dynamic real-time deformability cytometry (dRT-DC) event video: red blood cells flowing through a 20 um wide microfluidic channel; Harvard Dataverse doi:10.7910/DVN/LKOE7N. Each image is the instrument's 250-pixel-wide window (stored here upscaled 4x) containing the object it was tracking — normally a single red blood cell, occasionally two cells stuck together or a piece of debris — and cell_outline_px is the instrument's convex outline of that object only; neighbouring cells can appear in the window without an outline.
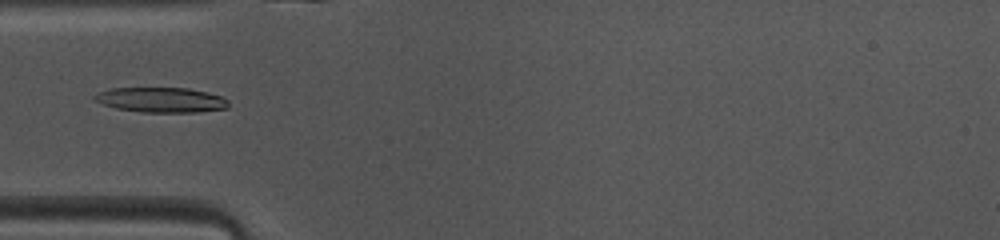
{"species": "common noctule bat (a hibernating species)", "species_latin": "Nyctalus noctula", "temperature_condition": "warm", "stored_images_in_passage": 48, "camera_frame_rate_fps": 3000, "um_per_image_px": 0.085, "animal": {"sex": "female", "body_mass_g": 10.0, "forearm_length_mm": 53.1}, "frame": {"image": 1, "passage_image": 14, "time_ms": 4.333, "image_size_px": [1000, 240], "cell_outline_px": [[228, 104], [224, 108], [188, 112], [152, 112], [120, 108], [108, 104], [104, 92], [116, 88], [184, 88], [204, 92], [220, 96]], "centroid_in_image_um": [13.92, 8.48], "position_along_channel_um": 71.1, "area_um2": 17.57}}
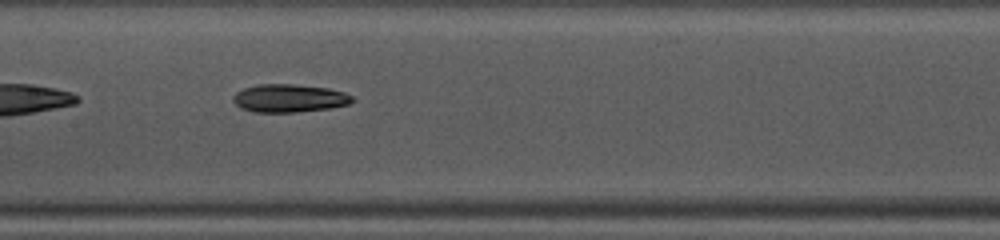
{"frame": {"image": 2, "passage_image": 22, "time_ms": 7.0, "image_size_px": [1000, 240], "cell_outline_px": [[352, 100], [348, 104], [328, 108], [292, 112], [260, 112], [244, 108], [236, 104], [236, 96], [240, 92], [248, 88], [264, 84], [284, 84], [324, 88], [340, 92], [352, 96]], "centroid_in_image_um": [24.63, 8.36], "position_along_channel_um": 182.8, "area_um2": 18.21}}
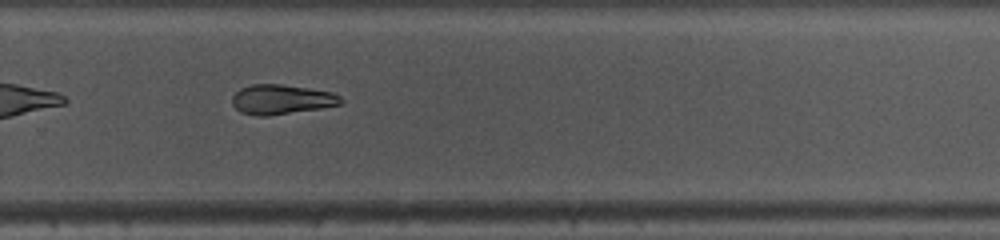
{"frame": {"image": 3, "passage_image": 31, "time_ms": 10.0, "image_size_px": [1000, 240], "cell_outline_px": [[340, 104], [316, 108], [284, 112], [244, 112], [236, 108], [232, 100], [236, 92], [244, 88], [256, 84], [276, 84], [304, 88], [328, 92], [340, 96]], "centroid_in_image_um": [23.94, 8.39], "position_along_channel_um": 305.9, "area_um2": 16.82}, "authors_computed_cell_mechanics": {"area_um2": 18.0914, "velocity_mm_per_s": 4.1195, "shape_relaxation_time_tau1_ms": 9.0059, "shape_relaxation_time_tau2_ms": null, "deformation_change_tau1": 0.1934, "deformation_change_tau2": null}}